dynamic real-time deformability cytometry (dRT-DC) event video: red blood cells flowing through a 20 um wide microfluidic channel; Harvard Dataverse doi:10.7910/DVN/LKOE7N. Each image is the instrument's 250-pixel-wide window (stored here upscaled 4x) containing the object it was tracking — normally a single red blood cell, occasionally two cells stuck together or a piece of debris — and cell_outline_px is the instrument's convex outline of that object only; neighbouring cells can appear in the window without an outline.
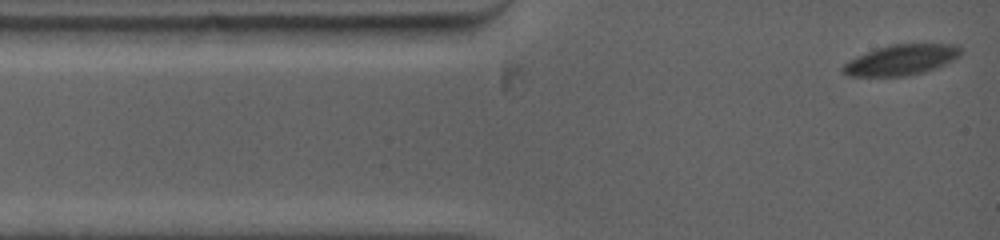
{"species": "common noctule bat (a hibernating species)", "species_latin": "Nyctalus noctula", "temperature_condition": "warm", "stored_images_in_passage": 6, "camera_frame_rate_fps": 5000, "um_per_image_px": 0.085, "animal": {"sex": "female", "body_mass_g": 19.0, "forearm_length_mm": 53.3}, "frame": {"image": 1, "passage_image": 1, "time_ms": 0.0, "image_size_px": [1000, 240], "cell_outline_px": [[964, 52], [960, 56], [944, 64], [924, 72], [904, 76], [848, 76], [840, 72], [840, 68], [848, 60], [856, 56], [876, 48], [888, 44], [960, 44], [964, 48]], "centroid_in_image_um": [76.6, 5.08], "position_along_channel_um": 8.4, "area_um2": 21.27}}
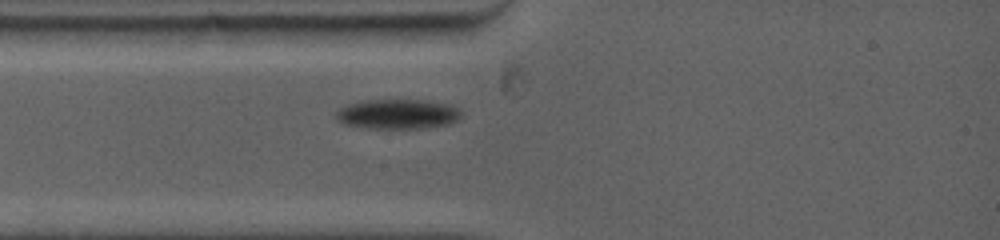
{"frame": {"image": 2, "passage_image": 6, "time_ms": 2.4, "image_size_px": [1000, 240], "cell_outline_px": [[460, 116], [456, 120], [448, 124], [424, 128], [372, 128], [344, 124], [336, 120], [332, 116], [336, 108], [348, 104], [364, 100], [424, 100], [452, 104], [460, 108]], "centroid_in_image_um": [33.75, 9.68], "position_along_channel_um": 51.3, "area_um2": 22.02}}